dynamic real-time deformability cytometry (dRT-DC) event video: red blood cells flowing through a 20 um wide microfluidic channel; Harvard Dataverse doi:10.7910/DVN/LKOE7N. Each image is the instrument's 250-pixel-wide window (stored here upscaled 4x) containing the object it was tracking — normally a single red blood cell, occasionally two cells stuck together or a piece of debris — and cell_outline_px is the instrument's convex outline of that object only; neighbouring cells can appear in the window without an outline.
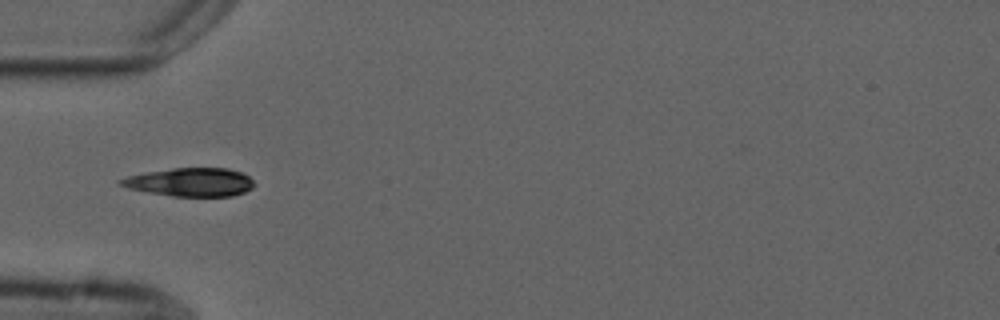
{"species": "common noctule bat (a hibernating species)", "species_latin": "Nyctalus noctula", "temperature_condition": "cold", "stored_images_in_passage": 6, "camera_frame_rate_fps": 3000, "um_per_image_px": 0.085, "animal": {"sex": "male", "forearm_length_mm": 52.5}, "frame": {"image": 1, "passage_image": 4, "time_ms": 4.333, "image_size_px": [1000, 320], "cell_outline_px": [[256, 184], [252, 188], [244, 192], [232, 196], [172, 196], [148, 192], [128, 188], [116, 184], [116, 180], [128, 176], [148, 172], [172, 168], [228, 168], [244, 172]], "centroid_in_image_um": [16.19, 15.48], "position_along_channel_um": 68.8, "area_um2": 22.25}}
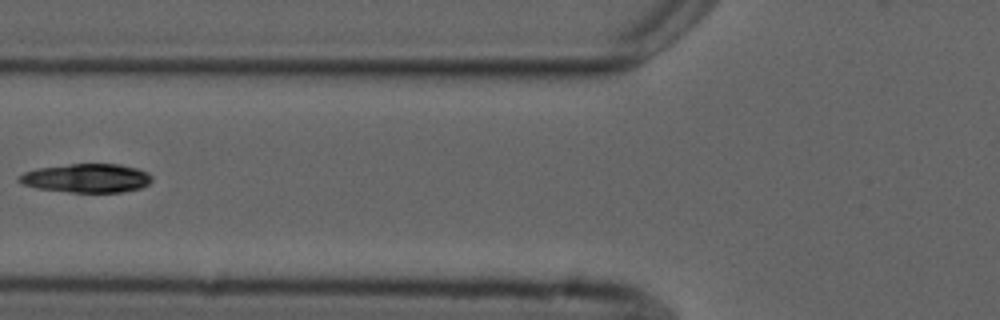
{"frame": {"image": 2, "passage_image": 5, "time_ms": 5.667, "image_size_px": [1000, 320], "cell_outline_px": [[152, 180], [148, 184], [140, 188], [120, 192], [72, 192], [40, 188], [24, 184], [16, 180], [16, 176], [24, 172], [36, 168], [72, 164], [120, 164], [136, 168], [148, 172], [152, 176]], "centroid_in_image_um": [7.37, 15.13], "position_along_channel_um": 118.4, "area_um2": 22.2}}
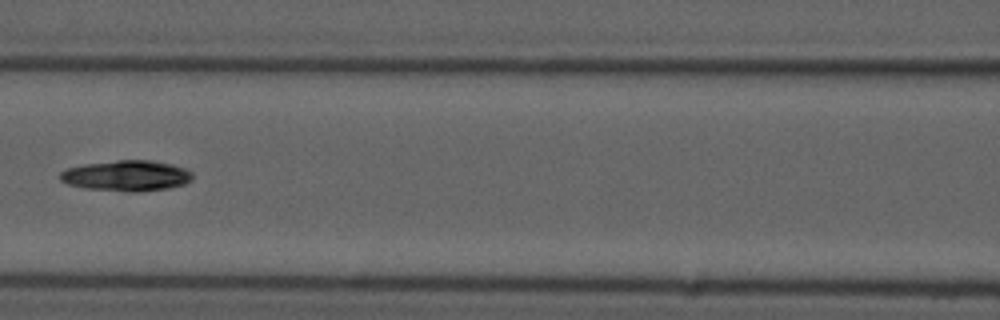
{"frame": {"image": 3, "passage_image": 6, "time_ms": 6.667, "image_size_px": [1000, 320], "cell_outline_px": [[192, 180], [184, 184], [168, 188], [136, 192], [132, 192], [84, 188], [68, 184], [60, 180], [60, 172], [68, 168], [84, 164], [116, 160], [152, 160], [172, 164], [184, 168], [192, 172]], "centroid_in_image_um": [10.76, 14.93], "position_along_channel_um": 155.8, "area_um2": 23.7}}